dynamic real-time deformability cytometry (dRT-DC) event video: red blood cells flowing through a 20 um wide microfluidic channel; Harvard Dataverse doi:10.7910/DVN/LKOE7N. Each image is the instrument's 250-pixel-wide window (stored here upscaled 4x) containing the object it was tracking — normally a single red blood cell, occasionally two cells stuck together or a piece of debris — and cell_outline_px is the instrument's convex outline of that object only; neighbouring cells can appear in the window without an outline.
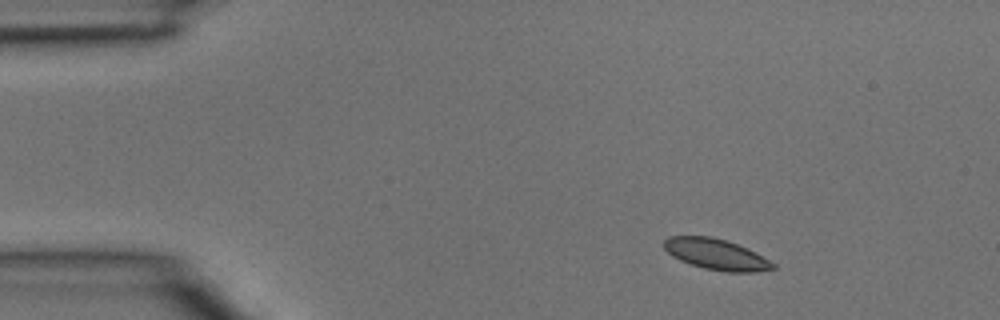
{"species": "common noctule bat (a hibernating species)", "species_latin": "Nyctalus noctula", "temperature_condition": "room temperature", "stored_images_in_passage": 3, "camera_frame_rate_fps": 3000, "um_per_image_px": 0.085, "animal": {"sex": "male", "body_mass_g": 15.6}, "frame": {"image": 1, "passage_image": 1, "time_ms": 0.0, "image_size_px": [1000, 320], "cell_outline_px": [[776, 268], [756, 272], [728, 272], [704, 268], [680, 260], [672, 256], [664, 248], [664, 240], [668, 236], [712, 236], [748, 248], [756, 252], [776, 264]], "centroid_in_image_um": [60.89, 21.61], "position_along_channel_um": 24.1, "area_um2": 19.54}}
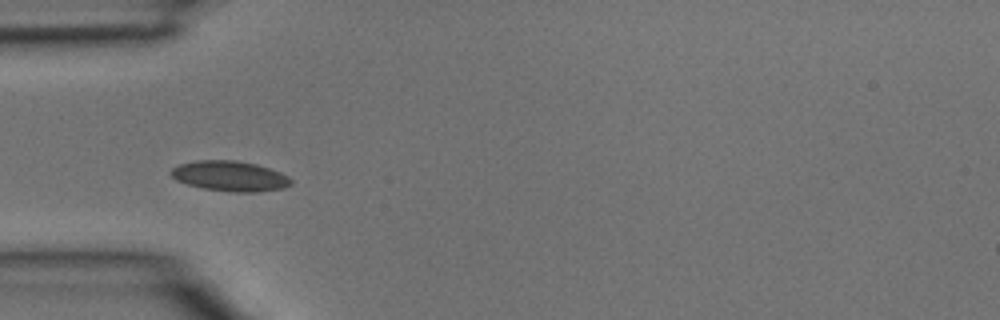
{"frame": {"image": 2, "passage_image": 3, "time_ms": 0.667, "image_size_px": [1000, 320], "cell_outline_px": [[292, 184], [284, 188], [256, 192], [232, 192], [204, 188], [188, 184], [176, 180], [168, 172], [172, 168], [180, 164], [196, 160], [236, 160], [256, 164], [280, 172], [288, 176], [292, 180]], "centroid_in_image_um": [19.55, 14.96], "position_along_channel_um": 65.5, "area_um2": 21.15}}